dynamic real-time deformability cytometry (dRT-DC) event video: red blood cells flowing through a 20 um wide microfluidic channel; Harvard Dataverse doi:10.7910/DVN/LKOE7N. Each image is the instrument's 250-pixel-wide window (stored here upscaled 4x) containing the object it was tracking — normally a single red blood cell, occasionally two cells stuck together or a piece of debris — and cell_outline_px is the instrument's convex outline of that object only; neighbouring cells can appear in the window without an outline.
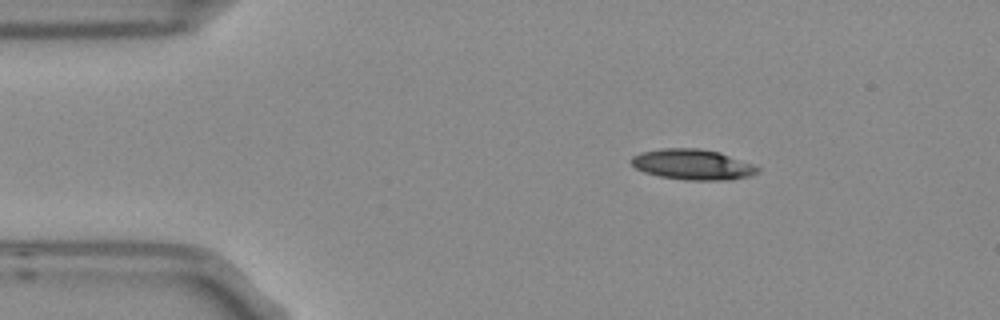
{"species": "Egyptian fruit bat (a non-hibernating species)", "species_latin": "Rousettus aegyptiacus", "temperature_condition": "room temperature", "stored_images_in_passage": 3, "camera_frame_rate_fps": 3000, "um_per_image_px": 0.085, "frame": {"image": 1, "passage_image": 1, "time_ms": 0.0, "image_size_px": [1000, 320], "cell_outline_px": [[760, 172], [752, 176], [732, 180], [688, 180], [660, 176], [644, 172], [636, 168], [632, 164], [632, 156], [640, 152], [660, 148], [696, 148], [720, 152], [752, 164], [760, 168]], "centroid_in_image_um": [58.9, 13.98], "position_along_channel_um": 26.1, "area_um2": 22.54}}
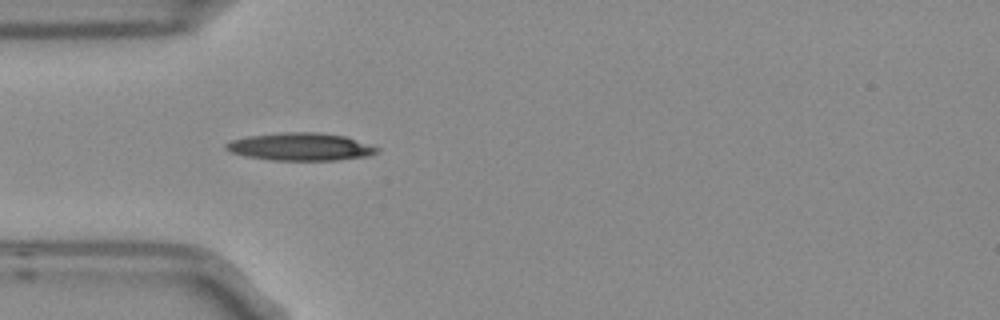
{"frame": {"image": 2, "passage_image": 3, "time_ms": 0.667, "image_size_px": [1000, 320], "cell_outline_px": [[380, 148], [376, 152], [368, 156], [336, 160], [272, 160], [244, 156], [232, 152], [224, 148], [224, 144], [232, 140], [248, 136], [280, 132], [316, 132], [344, 136]], "centroid_in_image_um": [25.5, 12.47], "position_along_channel_um": 59.5, "area_um2": 24.22}}